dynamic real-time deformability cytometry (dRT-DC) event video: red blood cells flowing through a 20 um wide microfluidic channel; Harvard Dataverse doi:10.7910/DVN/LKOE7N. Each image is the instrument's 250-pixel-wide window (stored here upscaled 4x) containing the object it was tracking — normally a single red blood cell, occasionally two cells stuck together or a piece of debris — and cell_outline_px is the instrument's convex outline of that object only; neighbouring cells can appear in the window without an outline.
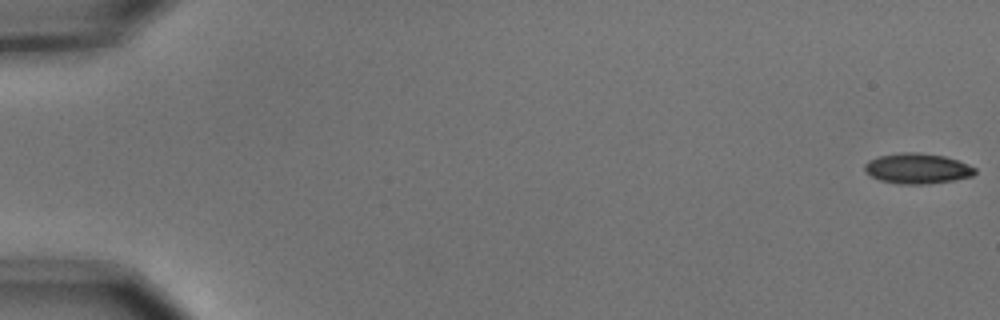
{"species": "common noctule bat (a hibernating species)", "species_latin": "Nyctalus noctula", "temperature_condition": "cold", "stored_images_in_passage": 7, "camera_frame_rate_fps": 3000, "um_per_image_px": 0.085, "animal": {"sex": "male", "body_mass_g": 15.6}, "frame": {"image": 1, "passage_image": 1, "time_ms": 0.0, "image_size_px": [1000, 320], "cell_outline_px": [[976, 172], [972, 176], [952, 180], [928, 184], [900, 184], [880, 180], [864, 172], [864, 164], [868, 160], [880, 156], [904, 152], [916, 152], [944, 156], [968, 164], [976, 168]], "centroid_in_image_um": [77.96, 14.32], "position_along_channel_um": 7.0, "area_um2": 19.42}}